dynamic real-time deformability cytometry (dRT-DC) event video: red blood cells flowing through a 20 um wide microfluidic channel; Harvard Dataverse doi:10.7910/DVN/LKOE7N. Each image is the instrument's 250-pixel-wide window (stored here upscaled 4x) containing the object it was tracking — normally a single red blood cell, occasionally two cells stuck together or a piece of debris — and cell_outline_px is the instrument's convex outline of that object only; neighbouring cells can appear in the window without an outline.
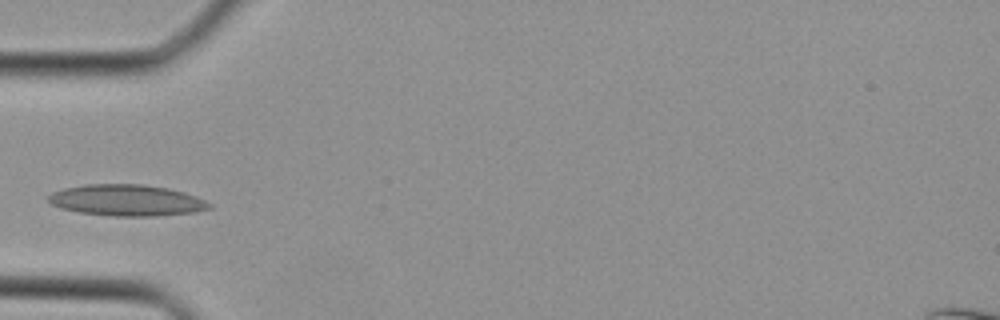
{"species": "Egyptian fruit bat (a non-hibernating species)", "species_latin": "Rousettus aegyptiacus", "temperature_condition": "cold", "stored_images_in_passage": 23, "camera_frame_rate_fps": 3000, "um_per_image_px": 0.085, "animal": {"sex": "female"}, "frame": {"image": 1, "passage_image": 1, "time_ms": 0.0, "image_size_px": [1000, 320], "cell_outline_px": [[212, 208], [196, 212], [156, 216], [116, 216], [80, 212], [60, 208], [52, 204], [48, 200], [48, 196], [52, 192], [64, 188], [84, 184], [140, 184], [168, 188], [184, 192], [196, 196], [212, 204]], "centroid_in_image_um": [10.79, 17.02], "position_along_channel_um": 74.2, "area_um2": 29.36}}
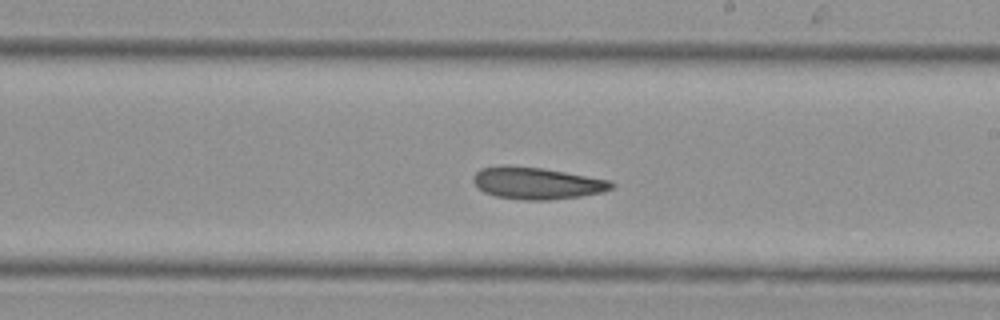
{"frame": {"image": 2, "passage_image": 11, "time_ms": 3.333, "image_size_px": [1000, 320], "cell_outline_px": [[616, 184], [612, 188], [604, 192], [580, 196], [548, 200], [524, 200], [496, 196], [484, 192], [472, 180], [472, 176], [480, 168], [504, 164], [540, 168], [612, 180]], "centroid_in_image_um": [45.63, 15.56], "position_along_channel_um": 243.4, "area_um2": 25.78}}
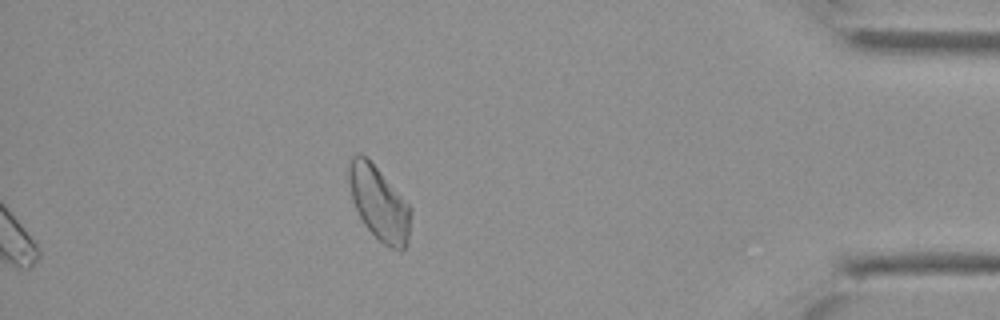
{"frame": {"image": 3, "passage_image": 23, "time_ms": 7.333, "image_size_px": [1000, 320], "cell_outline_px": [[412, 208], [408, 244], [400, 252], [384, 244], [364, 224], [352, 200], [348, 180], [348, 168], [352, 156], [360, 152], [376, 168]], "centroid_in_image_um": [32.23, 17.31], "position_along_channel_um": 403.0, "area_um2": 26.24}}